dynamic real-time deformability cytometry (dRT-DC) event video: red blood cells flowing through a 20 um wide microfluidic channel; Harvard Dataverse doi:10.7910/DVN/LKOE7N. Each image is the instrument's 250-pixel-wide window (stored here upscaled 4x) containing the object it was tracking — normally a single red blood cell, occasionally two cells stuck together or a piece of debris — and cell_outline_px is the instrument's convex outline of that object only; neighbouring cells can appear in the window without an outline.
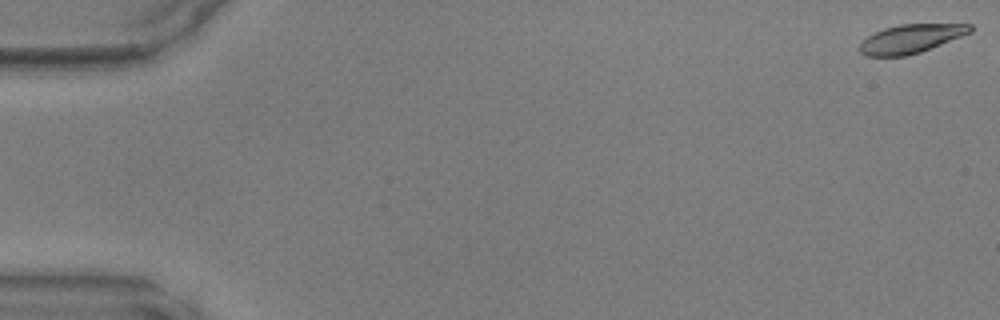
{"species": "common noctule bat (a hibernating species)", "species_latin": "Nyctalus noctula", "temperature_condition": "warm", "stored_images_in_passage": 49, "camera_frame_rate_fps": 3000, "um_per_image_px": 0.085, "animal": {"sex": "male", "body_mass_g": 17.9, "forearm_length_mm": 54.2}, "frame": {"image": 1, "passage_image": 1, "time_ms": 0.0, "image_size_px": [1000, 320], "cell_outline_px": [[972, 32], [920, 52], [904, 56], [868, 56], [860, 52], [860, 44], [868, 36], [884, 28], [900, 24], [972, 24]], "centroid_in_image_um": [77.43, 3.28], "position_along_channel_um": 7.6, "area_um2": 18.21}}
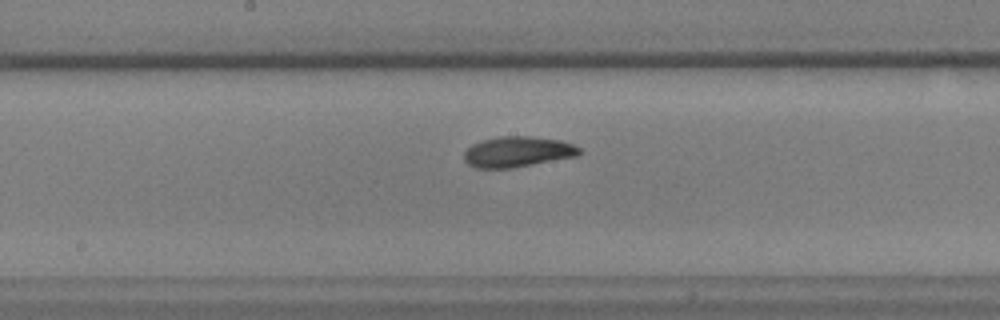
{"frame": {"image": 2, "passage_image": 26, "time_ms": 8.333, "image_size_px": [1000, 320], "cell_outline_px": [[580, 152], [576, 156], [512, 168], [476, 168], [468, 164], [464, 160], [464, 152], [472, 144], [484, 140], [500, 136], [528, 136], [560, 140], [572, 144], [580, 148]], "centroid_in_image_um": [43.97, 12.9], "position_along_channel_um": 204.2, "area_um2": 20.35}}
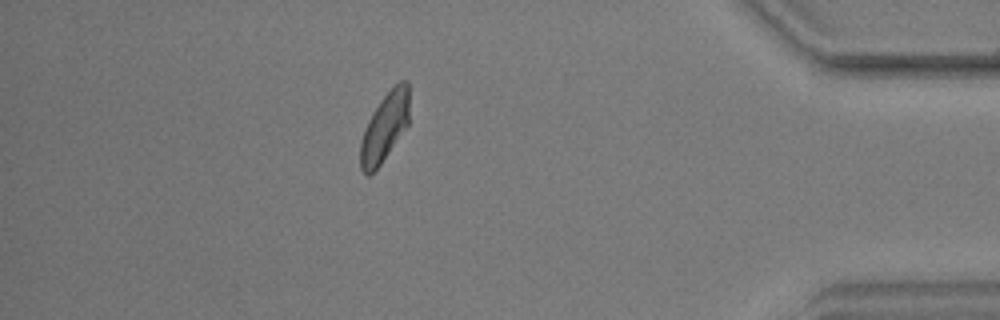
{"frame": {"image": 3, "passage_image": 43, "time_ms": 14.0, "image_size_px": [1000, 320], "cell_outline_px": [[408, 124], [380, 164], [368, 176], [360, 168], [360, 140], [368, 120], [372, 112], [380, 100], [400, 80], [408, 80]], "centroid_in_image_um": [32.67, 10.8], "position_along_channel_um": 402.5, "area_um2": 19.19}}